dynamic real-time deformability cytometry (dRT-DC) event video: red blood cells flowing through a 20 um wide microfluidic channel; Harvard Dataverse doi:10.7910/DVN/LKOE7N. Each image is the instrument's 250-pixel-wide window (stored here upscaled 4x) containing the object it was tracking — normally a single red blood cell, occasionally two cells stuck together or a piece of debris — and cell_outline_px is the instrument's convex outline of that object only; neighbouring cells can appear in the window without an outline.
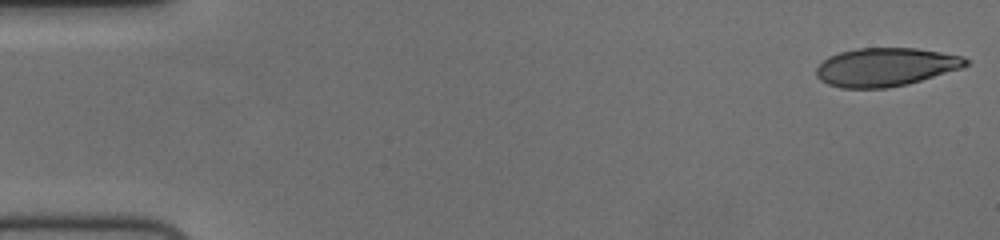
{"species": "human", "species_latin": "Homo sapiens", "temperature_condition": "cold", "stored_images_in_passage": 55, "camera_frame_rate_fps": 3000, "um_per_image_px": 0.085, "donor": {"sex": "female"}, "frame": {"image": 1, "passage_image": 1, "time_ms": 0.0, "image_size_px": [1000, 240], "cell_outline_px": [[972, 60], [964, 68], [908, 84], [888, 88], [840, 88], [828, 84], [820, 80], [816, 76], [816, 68], [828, 56], [840, 52], [856, 48], [916, 48], [964, 56]], "centroid_in_image_um": [75.31, 5.7], "position_along_channel_um": 9.7, "area_um2": 33.81}}
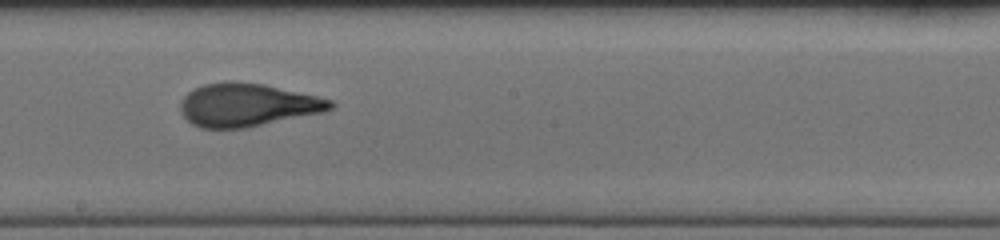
{"frame": {"image": 2, "passage_image": 31, "time_ms": 10.0, "image_size_px": [1000, 240], "cell_outline_px": [[336, 104], [332, 108], [324, 112], [248, 128], [200, 128], [192, 124], [180, 112], [180, 100], [188, 92], [204, 84], [224, 80], [232, 80], [264, 84], [316, 96], [332, 100]], "centroid_in_image_um": [21.01, 8.92], "position_along_channel_um": 227.2, "area_um2": 37.97}}
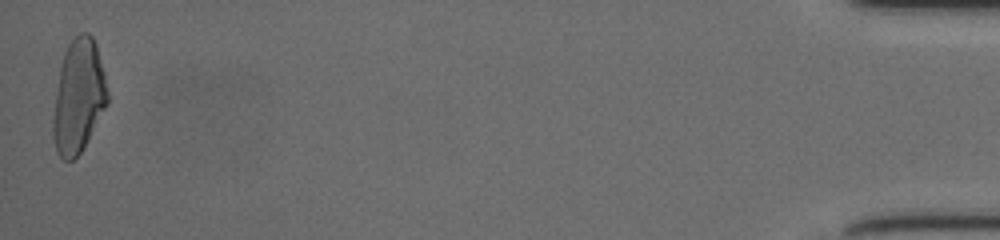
{"frame": {"image": 3, "passage_image": 55, "time_ms": 18.0, "image_size_px": [1000, 240], "cell_outline_px": [[108, 104], [80, 152], [72, 160], [64, 160], [56, 152], [52, 136], [52, 120], [56, 92], [60, 68], [64, 52], [68, 44], [80, 32], [88, 32], [92, 36], [96, 44], [104, 72], [108, 92]], "centroid_in_image_um": [6.67, 8.19], "position_along_channel_um": 428.5, "area_um2": 35.84}, "authors_computed_cell_mechanics": {"area_um2": 35.9516, "velocity_mm_per_s": 3.7263, "shape_relaxation_time_tau1_ms": 5.3801, "shape_relaxation_time_tau2_ms": 0.9692, "deformation_change_tau1": 0.2231, "deformation_change_tau2": 0.0779}}